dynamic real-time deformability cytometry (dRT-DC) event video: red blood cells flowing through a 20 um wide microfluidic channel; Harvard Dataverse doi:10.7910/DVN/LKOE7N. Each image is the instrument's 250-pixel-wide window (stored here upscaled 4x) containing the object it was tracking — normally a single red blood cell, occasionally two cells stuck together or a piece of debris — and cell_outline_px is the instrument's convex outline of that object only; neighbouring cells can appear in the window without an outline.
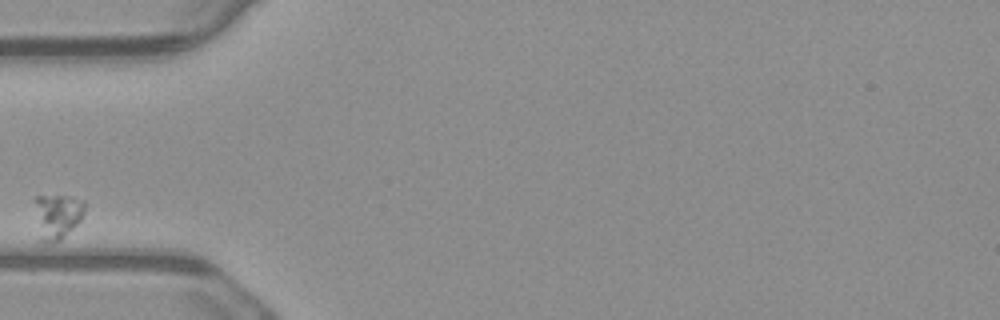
{"species": "common noctule bat (a hibernating species)", "species_latin": "Nyctalus noctula", "temperature_condition": "warm", "stored_images_in_passage": 3, "camera_frame_rate_fps": 3000, "um_per_image_px": 0.085, "animal": {"sex": "male", "body_mass_g": 23.1, "forearm_length_mm": 52.7}, "frame": {"image": 1, "passage_image": 1, "time_ms": 0.0, "image_size_px": [1000, 320], "cell_outline_px": [[84, 212], [80, 220], [60, 240], [52, 244], [44, 244], [40, 240], [32, 200], [36, 196], [72, 196], [84, 200]], "centroid_in_image_um": [4.82, 18.37], "position_along_channel_um": 80.2, "area_um2": 13.41}}